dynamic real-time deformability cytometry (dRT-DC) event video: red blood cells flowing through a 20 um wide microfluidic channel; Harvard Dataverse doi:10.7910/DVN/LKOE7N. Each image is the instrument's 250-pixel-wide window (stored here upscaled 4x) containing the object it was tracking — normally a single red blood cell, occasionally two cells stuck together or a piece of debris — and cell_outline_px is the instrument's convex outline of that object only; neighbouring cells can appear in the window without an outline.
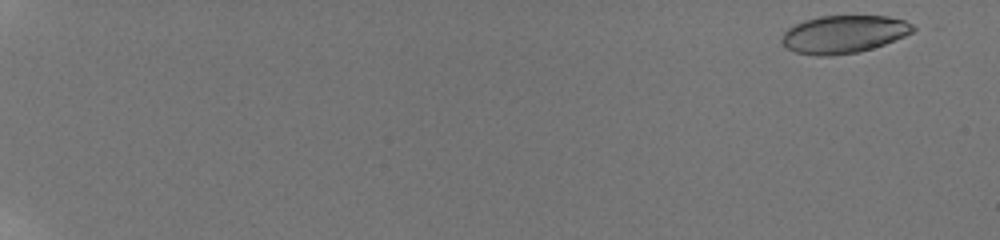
{"species": "human", "species_latin": "Homo sapiens", "temperature_condition": "room temperature", "stored_images_in_passage": 16, "camera_frame_rate_fps": 3000, "um_per_image_px": 0.085, "donor": {"sex": "male"}, "frame": {"image": 1, "passage_image": 2, "time_ms": 0.667, "image_size_px": [1000, 240], "cell_outline_px": [[920, 28], [904, 36], [884, 44], [872, 48], [856, 52], [828, 56], [816, 56], [796, 52], [788, 48], [780, 40], [784, 32], [788, 28], [804, 20], [820, 16], [888, 16], [904, 20]], "centroid_in_image_um": [71.73, 2.9], "position_along_channel_um": 13.3, "area_um2": 28.78}}
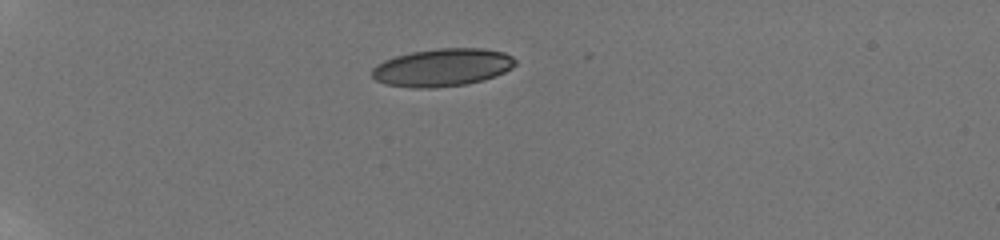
{"frame": {"image": 2, "passage_image": 12, "time_ms": 6.0, "image_size_px": [1000, 240], "cell_outline_px": [[516, 64], [512, 68], [496, 76], [484, 80], [464, 84], [436, 88], [412, 88], [384, 84], [376, 80], [372, 76], [372, 68], [376, 64], [384, 60], [396, 56], [412, 52], [436, 48], [484, 48], [504, 52], [512, 56], [516, 60]], "centroid_in_image_um": [37.6, 5.73], "position_along_channel_um": 47.4, "area_um2": 31.79}}